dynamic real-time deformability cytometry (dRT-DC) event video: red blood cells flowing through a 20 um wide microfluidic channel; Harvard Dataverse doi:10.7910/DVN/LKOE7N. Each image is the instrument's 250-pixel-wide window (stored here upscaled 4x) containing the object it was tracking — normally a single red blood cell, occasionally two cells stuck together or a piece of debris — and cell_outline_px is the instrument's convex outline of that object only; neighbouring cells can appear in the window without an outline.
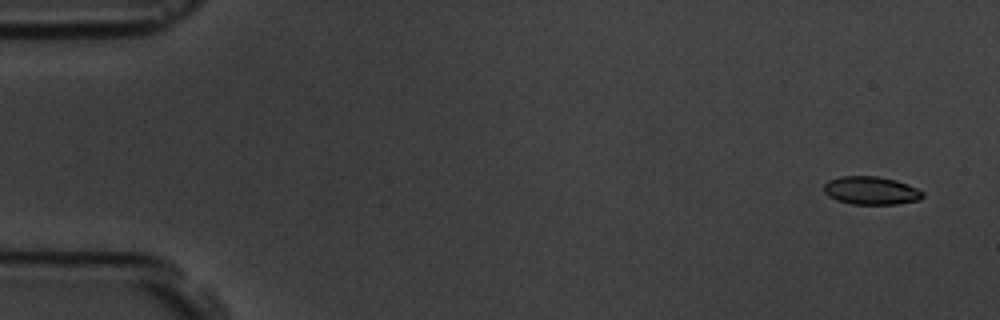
{"species": "common noctule bat (a hibernating species)", "species_latin": "Nyctalus noctula", "temperature_condition": "room temperature", "stored_images_in_passage": 38, "camera_frame_rate_fps": 3000, "um_per_image_px": 0.085, "animal": {"sex": "male", "body_mass_g": 19.5, "forearm_length_mm": 54.6}, "frame": {"image": 1, "passage_image": 1, "time_ms": 0.0, "image_size_px": [1000, 320], "cell_outline_px": [[924, 196], [920, 200], [896, 204], [852, 204], [836, 200], [828, 196], [824, 192], [824, 184], [828, 180], [840, 176], [876, 176], [896, 180], [916, 188], [924, 192]], "centroid_in_image_um": [74.03, 16.2], "position_along_channel_um": 11.0, "area_um2": 16.24}}
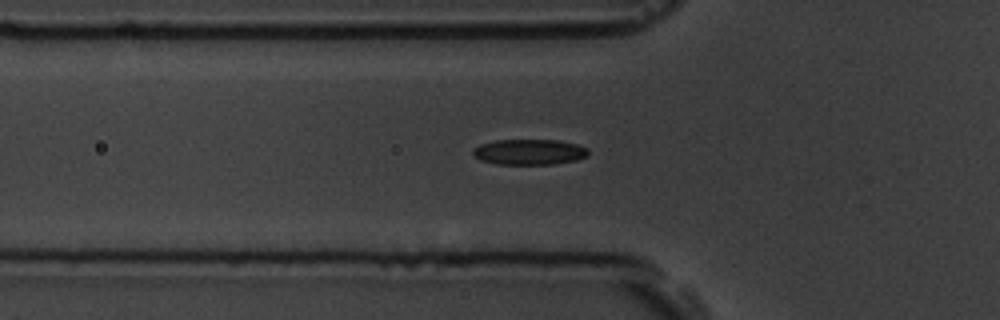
{"frame": {"image": 2, "passage_image": 18, "time_ms": 5.667, "image_size_px": [1000, 320], "cell_outline_px": [[588, 156], [576, 160], [552, 164], [496, 164], [480, 160], [472, 152], [472, 148], [480, 144], [496, 140], [560, 140], [576, 144], [588, 148]], "centroid_in_image_um": [44.99, 12.91], "position_along_channel_um": 80.8, "area_um2": 17.22}}
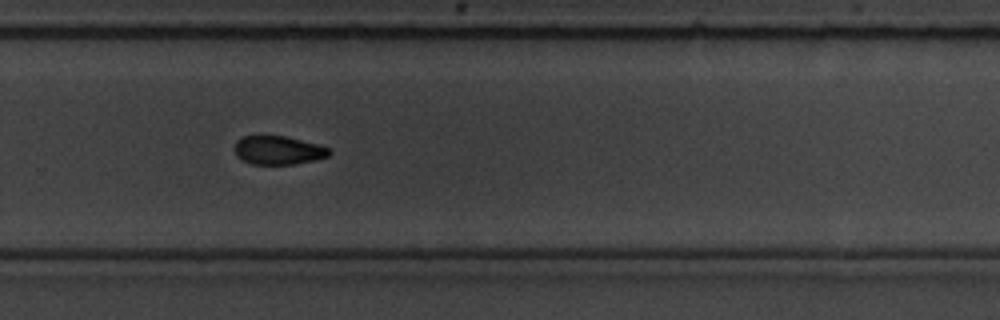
{"frame": {"image": 3, "passage_image": 37, "time_ms": 12.0, "image_size_px": [1000, 320], "cell_outline_px": [[332, 152], [328, 156], [312, 160], [292, 164], [252, 164], [236, 156], [236, 140], [244, 136], [260, 132], [284, 136], [320, 144], [328, 148]], "centroid_in_image_um": [23.62, 12.71], "position_along_channel_um": 306.2, "area_um2": 16.13}}